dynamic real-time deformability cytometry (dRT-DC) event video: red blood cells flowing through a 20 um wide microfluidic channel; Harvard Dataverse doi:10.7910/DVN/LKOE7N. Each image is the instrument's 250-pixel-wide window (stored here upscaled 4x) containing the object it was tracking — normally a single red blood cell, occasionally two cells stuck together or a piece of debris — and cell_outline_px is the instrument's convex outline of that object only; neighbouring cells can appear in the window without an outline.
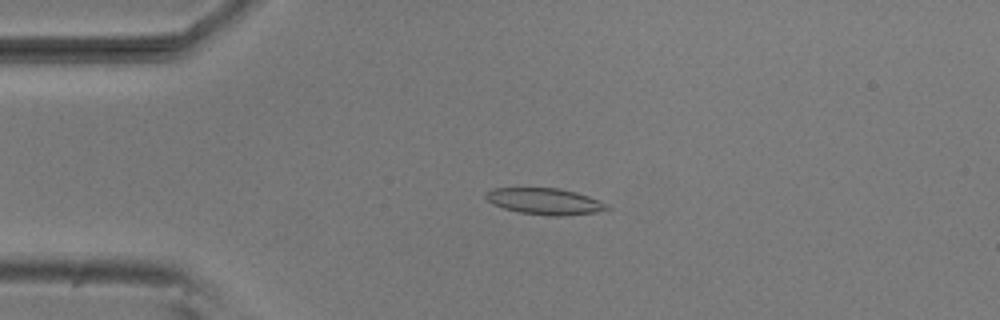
{"species": "common noctule bat (a hibernating species)", "species_latin": "Nyctalus noctula", "temperature_condition": "room temperature", "stored_images_in_passage": 53, "camera_frame_rate_fps": 3000, "um_per_image_px": 0.085, "animal": {"sex": "male", "body_mass_g": 20.5, "forearm_length_mm": 52.5}, "frame": {"image": 1, "passage_image": 12, "time_ms": 3.667, "image_size_px": [1000, 320], "cell_outline_px": [[612, 208], [596, 212], [564, 216], [548, 216], [520, 212], [504, 208], [492, 204], [484, 196], [484, 192], [492, 188], [560, 188], [576, 192], [600, 200], [608, 204]], "centroid_in_image_um": [46.32, 17.11], "position_along_channel_um": 38.7, "area_um2": 18.79}}
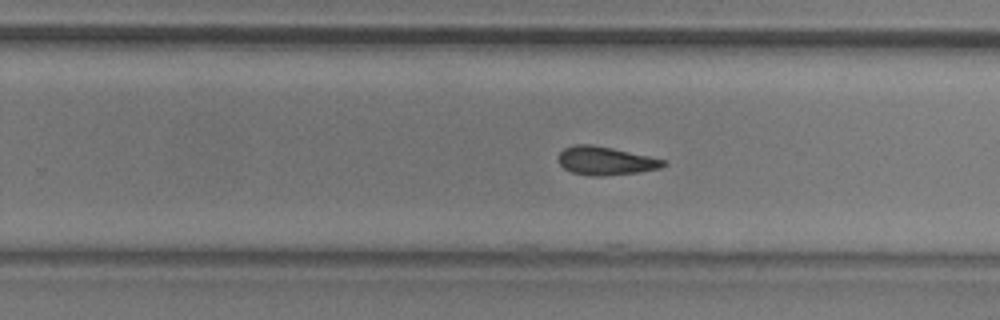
{"frame": {"image": 2, "passage_image": 33, "time_ms": 10.667, "image_size_px": [1000, 320], "cell_outline_px": [[668, 164], [660, 168], [636, 172], [600, 176], [592, 176], [572, 172], [564, 168], [560, 164], [560, 152], [564, 148], [572, 144], [592, 144], [612, 148], [648, 156], [664, 160]], "centroid_in_image_um": [51.46, 13.66], "position_along_channel_um": 278.3, "area_um2": 17.11}}
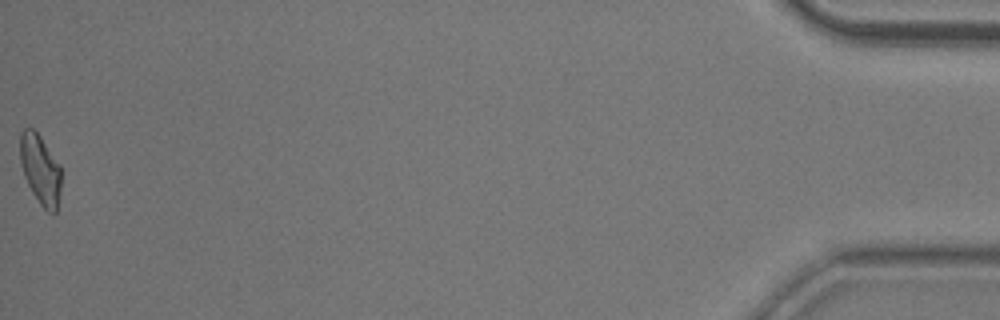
{"frame": {"image": 3, "passage_image": 53, "time_ms": 17.333, "image_size_px": [1000, 320], "cell_outline_px": [[60, 188], [56, 212], [48, 212], [40, 204], [32, 192], [24, 176], [20, 160], [20, 132], [24, 128], [32, 128], [40, 136], [60, 164]], "centroid_in_image_um": [3.41, 14.38], "position_along_channel_um": 431.8, "area_um2": 16.53}, "authors_computed_cell_mechanics": {"area_um2": 17.629, "velocity_mm_per_s": 3.8179, "shape_relaxation_time_tau1_ms": 10.3248, "shape_relaxation_time_tau2_ms": null, "deformation_change_tau1": 0.2066, "deformation_change_tau2": null}}